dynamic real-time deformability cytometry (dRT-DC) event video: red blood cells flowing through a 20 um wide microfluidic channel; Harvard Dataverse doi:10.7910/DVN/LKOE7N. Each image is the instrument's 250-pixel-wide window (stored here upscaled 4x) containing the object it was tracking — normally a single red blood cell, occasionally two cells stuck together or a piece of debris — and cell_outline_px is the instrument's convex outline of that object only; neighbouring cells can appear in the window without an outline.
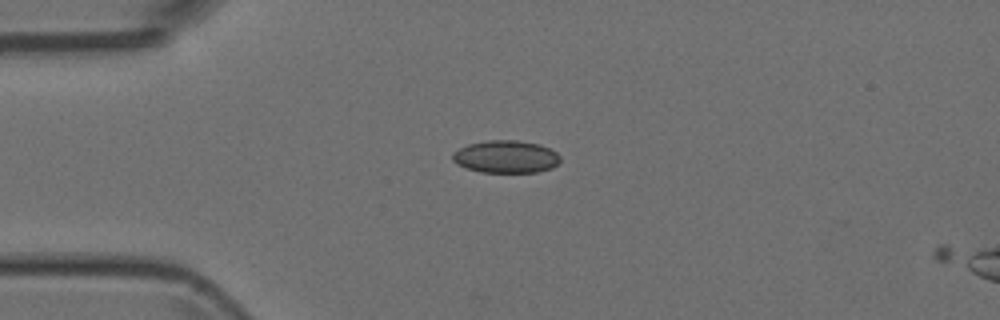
{"species": "Egyptian fruit bat (a non-hibernating species)", "species_latin": "Rousettus aegyptiacus", "temperature_condition": "room temperature", "stored_images_in_passage": 5, "camera_frame_rate_fps": 3000, "um_per_image_px": 0.085, "animal": {"sex": "female"}, "frame": {"image": 1, "passage_image": 1, "time_ms": 0.0, "image_size_px": [1000, 320], "cell_outline_px": [[560, 160], [552, 168], [536, 172], [480, 172], [464, 168], [456, 164], [452, 160], [452, 152], [468, 144], [488, 140], [516, 140], [540, 144], [556, 152], [560, 156]], "centroid_in_image_um": [42.97, 13.32], "position_along_channel_um": 42.0, "area_um2": 20.52}}